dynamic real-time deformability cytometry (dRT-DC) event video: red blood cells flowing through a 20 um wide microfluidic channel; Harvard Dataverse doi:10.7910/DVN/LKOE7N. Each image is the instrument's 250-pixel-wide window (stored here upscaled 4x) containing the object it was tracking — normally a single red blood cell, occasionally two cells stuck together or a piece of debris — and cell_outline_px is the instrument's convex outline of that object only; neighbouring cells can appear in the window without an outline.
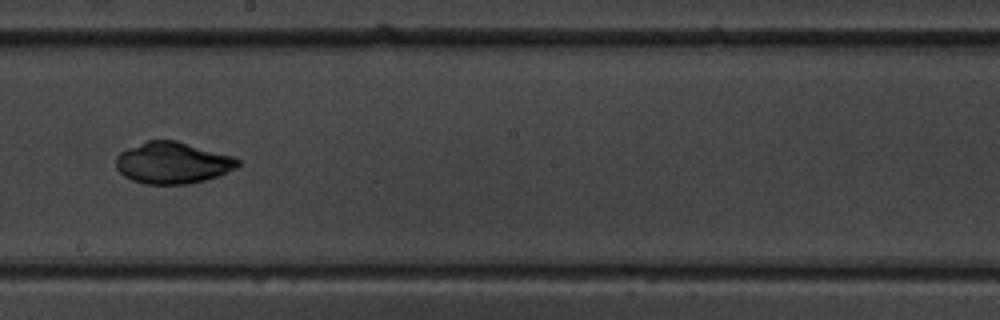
{"species": "common noctule bat (a hibernating species)", "species_latin": "Nyctalus noctula", "temperature_condition": "warm", "stored_images_in_passage": 16, "camera_frame_rate_fps": 3000, "um_per_image_px": 0.085, "animal": {"sex": "male", "body_mass_g": 19.5, "forearm_length_mm": 54.6}, "frame": {"image": 1, "passage_image": 10, "time_ms": 10.333, "image_size_px": [1000, 320], "cell_outline_px": [[240, 164], [236, 168], [220, 176], [188, 184], [144, 184], [132, 180], [124, 176], [116, 168], [116, 156], [120, 152], [128, 148], [148, 140], [176, 140], [232, 156], [240, 160]], "centroid_in_image_um": [14.67, 13.85], "position_along_channel_um": 233.5, "area_um2": 29.54}}